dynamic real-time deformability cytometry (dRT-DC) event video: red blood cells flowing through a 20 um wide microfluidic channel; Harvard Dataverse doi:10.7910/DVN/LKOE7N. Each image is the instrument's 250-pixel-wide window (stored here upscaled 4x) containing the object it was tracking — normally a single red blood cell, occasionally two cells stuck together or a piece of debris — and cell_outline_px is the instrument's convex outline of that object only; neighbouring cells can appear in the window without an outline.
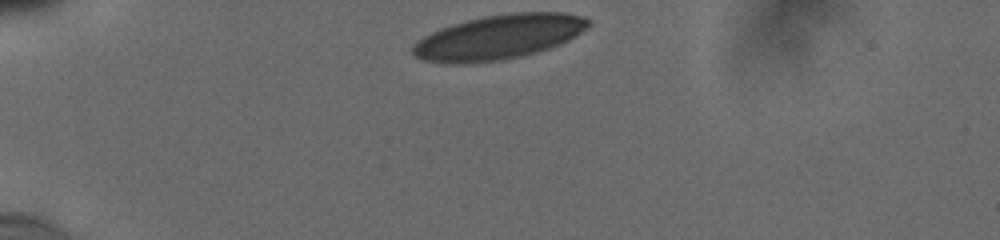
{"species": "human", "species_latin": "Homo sapiens", "temperature_condition": "cold", "stored_images_in_passage": 6, "camera_frame_rate_fps": 3000, "um_per_image_px": 0.085, "donor": {"sex": "male"}, "frame": {"image": 1, "passage_image": 1, "time_ms": 0.0, "image_size_px": [1000, 240], "cell_outline_px": [[592, 24], [588, 28], [568, 40], [560, 44], [536, 52], [520, 56], [500, 60], [464, 64], [448, 64], [424, 60], [412, 56], [412, 44], [416, 40], [440, 28], [452, 24], [484, 16], [512, 12], [560, 12], [584, 16]], "centroid_in_image_um": [42.36, 3.15], "position_along_channel_um": 42.6, "area_um2": 45.78}}